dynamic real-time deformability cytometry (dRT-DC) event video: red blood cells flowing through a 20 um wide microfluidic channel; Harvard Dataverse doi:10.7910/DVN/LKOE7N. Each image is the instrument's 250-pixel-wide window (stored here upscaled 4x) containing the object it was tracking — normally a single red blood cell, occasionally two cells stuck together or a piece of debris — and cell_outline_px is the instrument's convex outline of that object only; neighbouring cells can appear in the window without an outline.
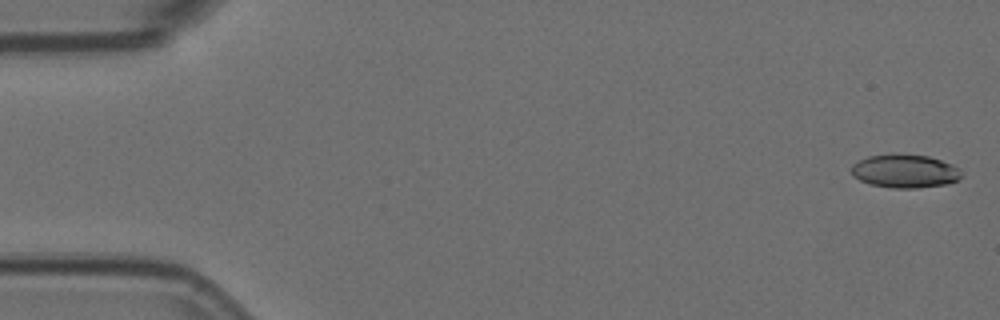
{"species": "Egyptian fruit bat (a non-hibernating species)", "species_latin": "Rousettus aegyptiacus", "temperature_condition": "room temperature", "stored_images_in_passage": 33, "camera_frame_rate_fps": 3000, "um_per_image_px": 0.085, "animal": {"sex": "female"}, "frame": {"image": 1, "passage_image": 1, "time_ms": 0.0, "image_size_px": [1000, 320], "cell_outline_px": [[964, 176], [960, 180], [948, 184], [916, 188], [892, 188], [868, 184], [852, 176], [852, 164], [868, 156], [892, 152], [928, 156], [952, 164], [960, 168], [964, 172]], "centroid_in_image_um": [76.95, 14.53], "position_along_channel_um": 8.0, "area_um2": 22.08}}
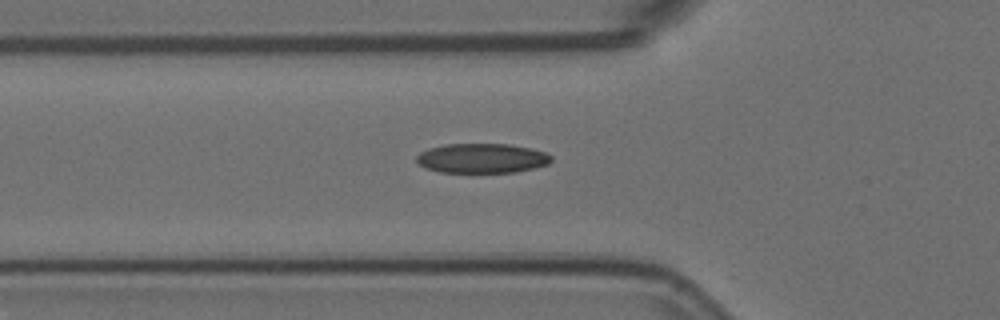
{"frame": {"image": 2, "passage_image": 19, "time_ms": 6.0, "image_size_px": [1000, 320], "cell_outline_px": [[552, 160], [548, 164], [516, 172], [440, 172], [424, 168], [416, 160], [416, 156], [420, 152], [428, 148], [444, 144], [508, 144], [528, 148], [544, 152], [552, 156]], "centroid_in_image_um": [40.92, 13.45], "position_along_channel_um": 84.9, "area_um2": 23.18}}
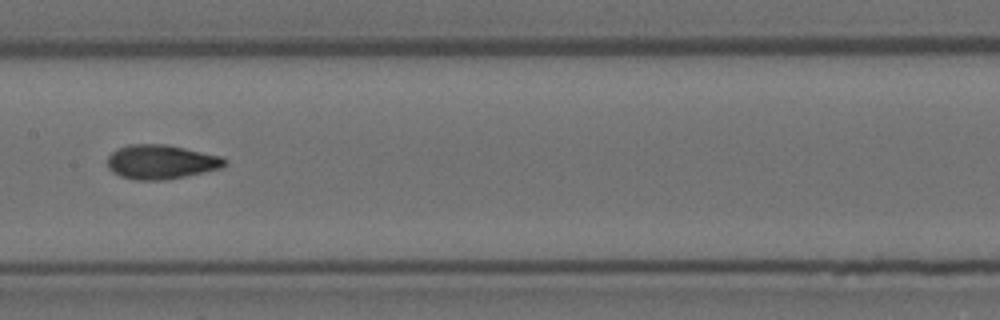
{"frame": {"image": 3, "passage_image": 28, "time_ms": 9.0, "image_size_px": [1000, 320], "cell_outline_px": [[228, 164], [220, 168], [184, 176], [164, 180], [136, 180], [120, 176], [112, 172], [108, 168], [108, 156], [112, 152], [128, 144], [168, 144], [220, 156], [228, 160]], "centroid_in_image_um": [13.68, 13.76], "position_along_channel_um": 193.7, "area_um2": 23.35}}